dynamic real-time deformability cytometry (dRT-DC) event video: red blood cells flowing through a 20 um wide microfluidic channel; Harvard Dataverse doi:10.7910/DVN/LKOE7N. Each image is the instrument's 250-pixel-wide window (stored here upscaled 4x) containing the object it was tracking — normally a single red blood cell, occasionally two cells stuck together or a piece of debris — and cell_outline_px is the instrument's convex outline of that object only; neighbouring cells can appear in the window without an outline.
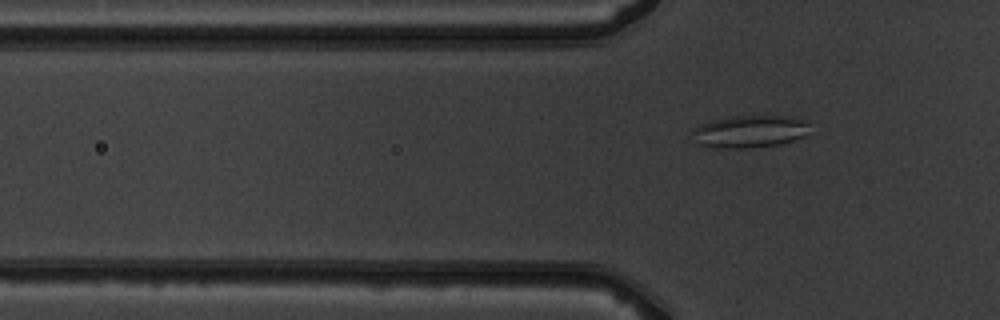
{"species": "common noctule bat (a hibernating species)", "species_latin": "Nyctalus noctula", "temperature_condition": "warm", "stored_images_in_passage": 5, "camera_frame_rate_fps": 3000, "um_per_image_px": 0.085, "animal": {"sex": "male", "body_mass_g": 19.5, "forearm_length_mm": 54.6}, "frame": {"image": 1, "passage_image": 5, "time_ms": 5.333, "image_size_px": [1000, 320], "cell_outline_px": [[808, 124], [804, 136], [780, 144], [748, 148], [704, 148], [696, 144], [692, 132], [692, 128], [700, 124], [716, 120], [736, 116], [780, 116], [800, 120]], "centroid_in_image_um": [63.6, 11.21], "position_along_channel_um": 62.2, "area_um2": 21.85}}